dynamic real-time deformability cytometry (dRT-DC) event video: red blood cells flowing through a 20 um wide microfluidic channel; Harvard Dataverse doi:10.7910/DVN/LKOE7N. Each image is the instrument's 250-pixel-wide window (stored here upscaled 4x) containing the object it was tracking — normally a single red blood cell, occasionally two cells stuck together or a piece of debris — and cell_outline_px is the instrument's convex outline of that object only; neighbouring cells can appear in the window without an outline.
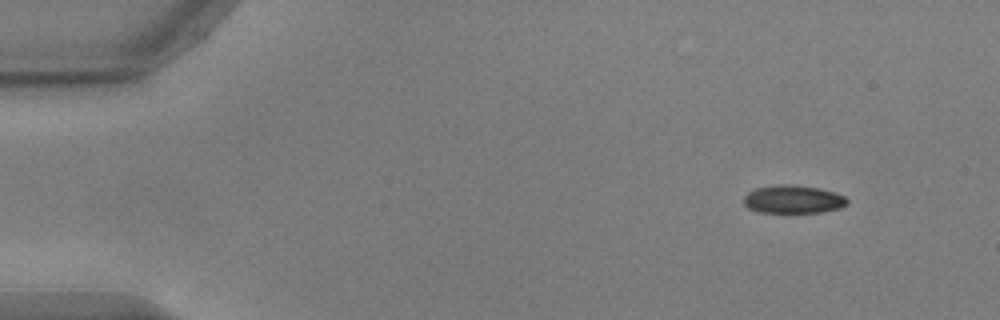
{"species": "common noctule bat (a hibernating species)", "species_latin": "Nyctalus noctula", "temperature_condition": "warm", "stored_images_in_passage": 50, "camera_frame_rate_fps": 3000, "um_per_image_px": 0.085, "animal": {"sex": "male", "body_mass_g": 17.9, "forearm_length_mm": 54.2}, "frame": {"image": 1, "passage_image": 1, "time_ms": 0.0, "image_size_px": [1000, 320], "cell_outline_px": [[848, 204], [840, 208], [820, 212], [760, 212], [748, 208], [744, 204], [744, 196], [748, 192], [756, 188], [780, 184], [792, 184], [820, 188], [836, 192], [844, 196], [848, 200]], "centroid_in_image_um": [67.44, 16.93], "position_along_channel_um": 17.6, "area_um2": 16.99}}
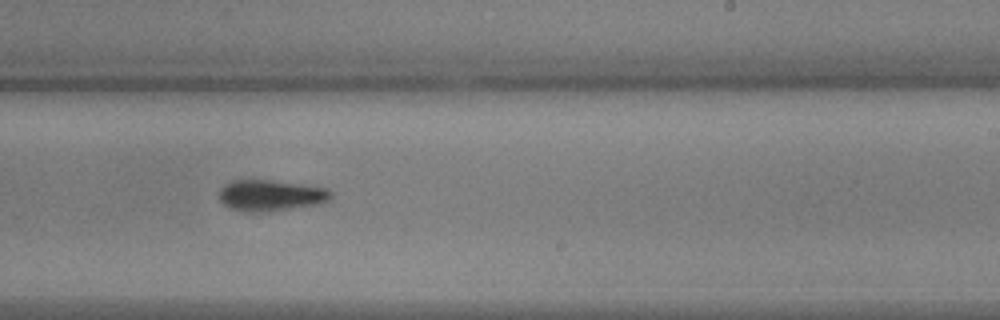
{"frame": {"image": 2, "passage_image": 29, "time_ms": 9.333, "image_size_px": [1000, 320], "cell_outline_px": [[332, 196], [328, 200], [320, 204], [268, 212], [244, 212], [228, 208], [220, 200], [220, 188], [224, 184], [232, 180], [272, 180], [328, 188], [332, 192]], "centroid_in_image_um": [23.0, 16.62], "position_along_channel_um": 266.0, "area_um2": 20.52}}
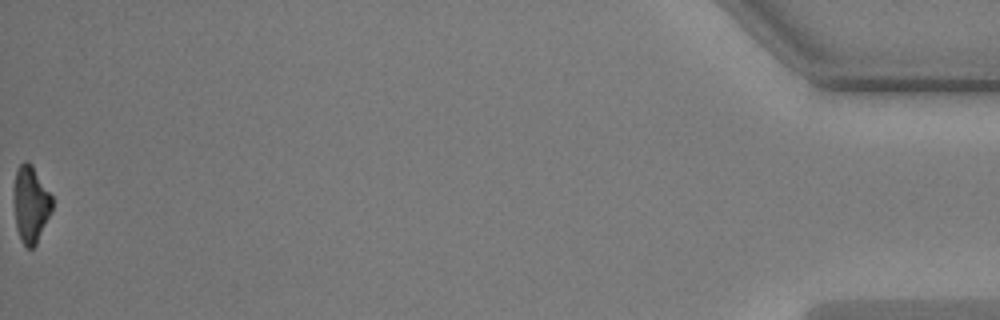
{"frame": {"image": 3, "passage_image": 50, "time_ms": 16.333, "image_size_px": [1000, 320], "cell_outline_px": [[52, 212], [36, 244], [32, 248], [28, 248], [20, 240], [16, 228], [12, 200], [12, 196], [16, 168], [24, 160], [28, 160], [32, 164], [52, 196]], "centroid_in_image_um": [2.58, 17.33], "position_along_channel_um": 432.6, "area_um2": 17.63}, "authors_computed_cell_mechanics": {"area_um2": 19.5653, "velocity_mm_per_s": 3.738, "shape_relaxation_time_tau1_ms": 2.4798, "shape_relaxation_time_tau2_ms": 5.5204, "deformation_change_tau1": 0.1532, "deformation_change_tau2": 0.1465}}